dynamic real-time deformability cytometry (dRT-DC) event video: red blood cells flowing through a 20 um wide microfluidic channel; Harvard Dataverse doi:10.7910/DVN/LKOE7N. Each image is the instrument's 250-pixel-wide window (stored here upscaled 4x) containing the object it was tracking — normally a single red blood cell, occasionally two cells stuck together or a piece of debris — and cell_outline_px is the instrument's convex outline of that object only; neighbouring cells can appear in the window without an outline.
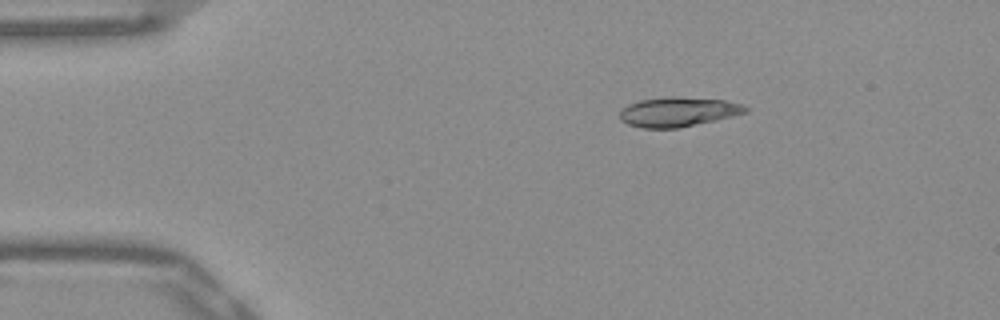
{"species": "Egyptian fruit bat (a non-hibernating species)", "species_latin": "Rousettus aegyptiacus", "temperature_condition": "warm", "stored_images_in_passage": 44, "camera_frame_rate_fps": 3000, "um_per_image_px": 0.085, "frame": {"image": 1, "passage_image": 1, "time_ms": 0.0, "image_size_px": [1000, 320], "cell_outline_px": [[748, 112], [716, 120], [676, 128], [644, 128], [628, 124], [620, 120], [620, 112], [628, 104], [640, 100], [672, 96], [680, 96], [724, 100], [744, 104], [748, 108]], "centroid_in_image_um": [57.66, 9.49], "position_along_channel_um": 27.3, "area_um2": 21.62}}
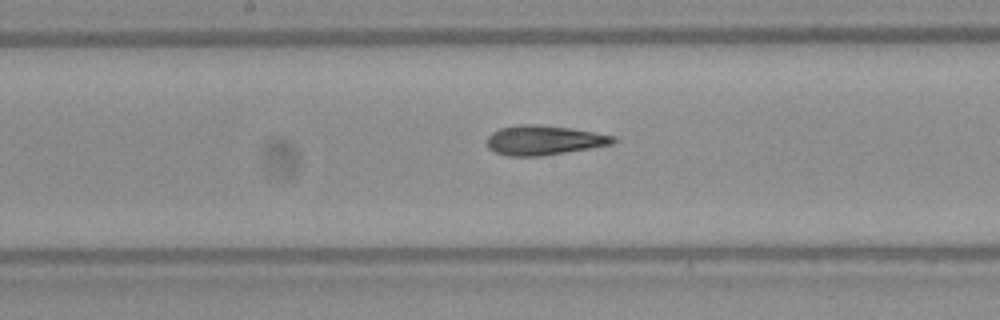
{"frame": {"image": 2, "passage_image": 19, "time_ms": 6.0, "image_size_px": [1000, 320], "cell_outline_px": [[616, 140], [612, 144], [592, 148], [540, 156], [508, 156], [496, 152], [488, 148], [488, 136], [492, 132], [500, 128], [516, 124], [536, 124], [568, 128], [616, 136]], "centroid_in_image_um": [46.22, 11.91], "position_along_channel_um": 202.0, "area_um2": 21.62}}
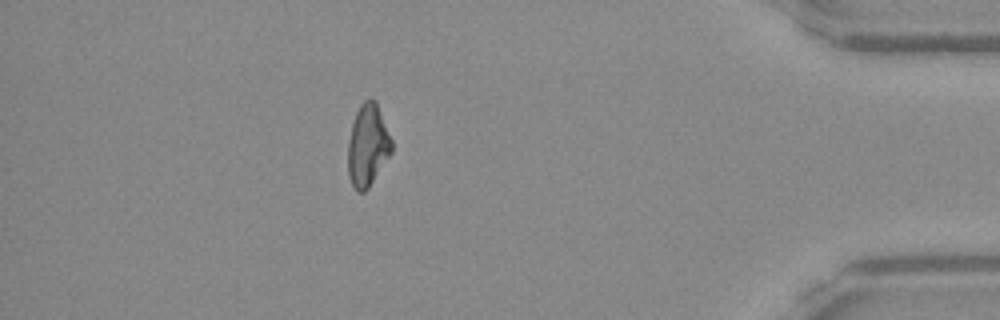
{"frame": {"image": 3, "passage_image": 38, "time_ms": 12.333, "image_size_px": [1000, 320], "cell_outline_px": [[392, 152], [368, 188], [364, 192], [356, 192], [348, 176], [348, 140], [352, 124], [356, 112], [360, 104], [364, 100], [372, 96], [376, 100], [392, 140]], "centroid_in_image_um": [31.25, 12.33], "position_along_channel_um": 403.9, "area_um2": 21.04}, "authors_computed_cell_mechanics": {"area_um2": 21.386, "velocity_mm_per_s": 3.9065, "shape_relaxation_time_tau1_ms": 5.8806, "shape_relaxation_time_tau2_ms": 1.7347, "deformation_change_tau1": 0.2102, "deformation_change_tau2": 0.1107}}